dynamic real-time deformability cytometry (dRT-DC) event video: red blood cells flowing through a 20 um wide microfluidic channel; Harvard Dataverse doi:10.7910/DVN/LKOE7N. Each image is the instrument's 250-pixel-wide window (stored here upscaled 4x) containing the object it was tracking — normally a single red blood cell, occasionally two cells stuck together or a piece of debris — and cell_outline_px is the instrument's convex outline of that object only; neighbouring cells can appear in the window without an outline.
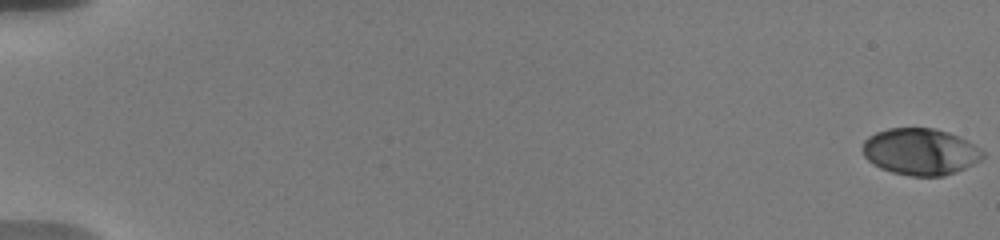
{"species": "human", "species_latin": "Homo sapiens", "temperature_condition": "warm", "stored_images_in_passage": 57, "camera_frame_rate_fps": 3000, "um_per_image_px": 0.085, "donor": {"sex": "male"}, "frame": {"image": 1, "passage_image": 1, "time_ms": 0.0, "image_size_px": [1000, 240], "cell_outline_px": [[984, 156], [980, 160], [956, 172], [944, 176], [908, 176], [892, 172], [880, 168], [872, 164], [864, 156], [864, 140], [868, 136], [876, 132], [888, 128], [936, 128], [960, 136], [980, 148], [984, 152]], "centroid_in_image_um": [78.23, 12.89], "position_along_channel_um": 6.8, "area_um2": 32.77}}
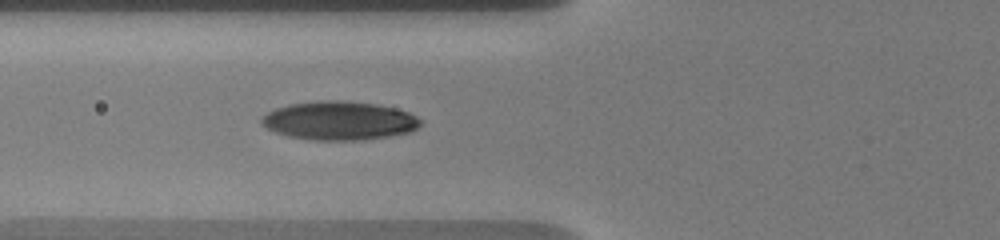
{"frame": {"image": 2, "passage_image": 24, "time_ms": 7.667, "image_size_px": [1000, 240], "cell_outline_px": [[420, 124], [416, 128], [408, 132], [388, 136], [364, 140], [316, 140], [288, 136], [276, 132], [260, 124], [260, 116], [276, 108], [288, 104], [320, 100], [340, 100], [376, 104], [396, 108], [408, 112], [416, 116], [420, 120]], "centroid_in_image_um": [28.79, 10.25], "position_along_channel_um": 97.0, "area_um2": 35.78}}
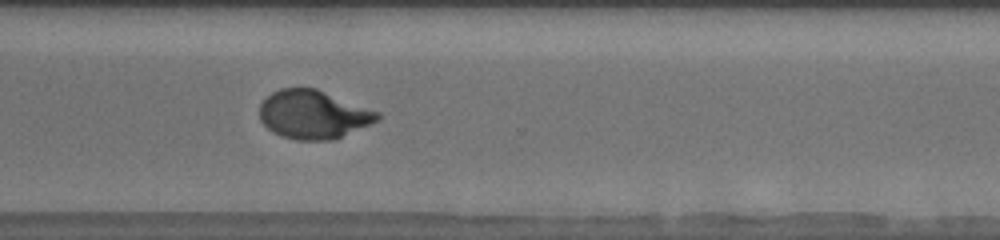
{"frame": {"image": 3, "passage_image": 44, "time_ms": 14.333, "image_size_px": [1000, 240], "cell_outline_px": [[380, 120], [332, 140], [296, 140], [272, 132], [260, 120], [260, 104], [272, 92], [280, 88], [316, 88], [380, 112]], "centroid_in_image_um": [26.64, 9.73], "position_along_channel_um": 344.0, "area_um2": 33.18}, "authors_computed_cell_mechanics": {"area_um2": 33.524, "velocity_mm_per_s": 3.7101, "shape_relaxation_time_tau1_ms": 5.4247, "shape_relaxation_time_tau2_ms": 0.8476, "deformation_change_tau1": 0.2246, "deformation_change_tau2": 0.0548}}